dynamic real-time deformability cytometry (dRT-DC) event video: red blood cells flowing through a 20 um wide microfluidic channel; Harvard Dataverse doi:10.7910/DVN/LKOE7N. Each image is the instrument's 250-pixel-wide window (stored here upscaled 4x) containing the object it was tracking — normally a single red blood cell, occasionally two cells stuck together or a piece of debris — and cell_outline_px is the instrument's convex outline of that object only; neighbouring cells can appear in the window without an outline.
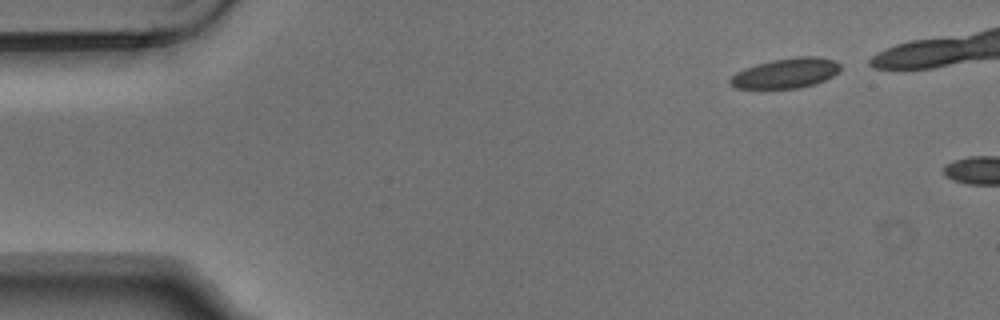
{"species": "Egyptian fruit bat (a non-hibernating species)", "species_latin": "Rousettus aegyptiacus", "temperature_condition": "warm", "stored_images_in_passage": 2, "camera_frame_rate_fps": 3000, "um_per_image_px": 0.085, "animal": {"sex": "male"}, "frame": {"image": 1, "passage_image": 1, "time_ms": 0.0, "image_size_px": [1000, 320], "cell_outline_px": [[840, 72], [816, 84], [800, 88], [736, 88], [728, 84], [728, 80], [736, 72], [744, 68], [756, 64], [772, 60], [796, 56], [816, 56], [836, 60], [840, 64]], "centroid_in_image_um": [66.81, 6.21], "position_along_channel_um": 18.2, "area_um2": 19.48}}